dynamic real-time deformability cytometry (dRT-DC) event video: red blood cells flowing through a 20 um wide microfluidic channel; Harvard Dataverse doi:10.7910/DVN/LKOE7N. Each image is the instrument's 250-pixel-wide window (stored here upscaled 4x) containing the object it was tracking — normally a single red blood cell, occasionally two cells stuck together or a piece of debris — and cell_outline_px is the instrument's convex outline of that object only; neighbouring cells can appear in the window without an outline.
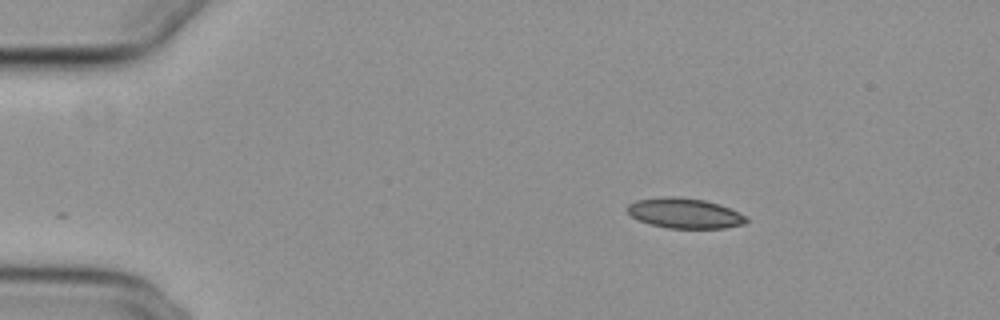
{"species": "common noctule bat (a hibernating species)", "species_latin": "Nyctalus noctula", "temperature_condition": "cold", "stored_images_in_passage": 47, "camera_frame_rate_fps": 3000, "um_per_image_px": 0.085, "animal": {"sex": "female", "body_mass_g": 29.2, "forearm_length_mm": 56.3}, "frame": {"image": 1, "passage_image": 1, "time_ms": 0.0, "image_size_px": [1000, 320], "cell_outline_px": [[748, 220], [744, 224], [724, 228], [668, 228], [652, 224], [640, 220], [632, 216], [628, 212], [628, 204], [636, 200], [668, 196], [672, 196], [704, 200], [720, 204], [740, 212], [748, 216]], "centroid_in_image_um": [58.25, 18.12], "position_along_channel_um": 26.7, "area_um2": 20.81}}
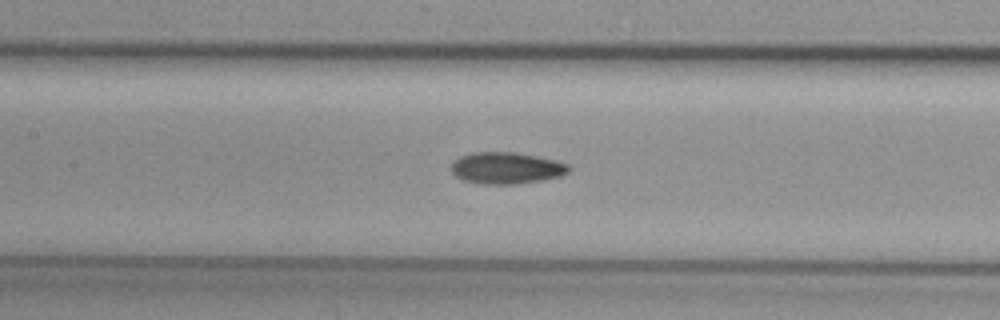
{"frame": {"image": 2, "passage_image": 18, "time_ms": 5.667, "image_size_px": [1000, 320], "cell_outline_px": [[572, 168], [568, 172], [560, 176], [544, 180], [516, 184], [484, 184], [464, 180], [456, 176], [452, 172], [452, 164], [460, 156], [472, 152], [516, 152], [556, 160], [568, 164]], "centroid_in_image_um": [43.08, 14.28], "position_along_channel_um": 164.3, "area_um2": 21.68}}
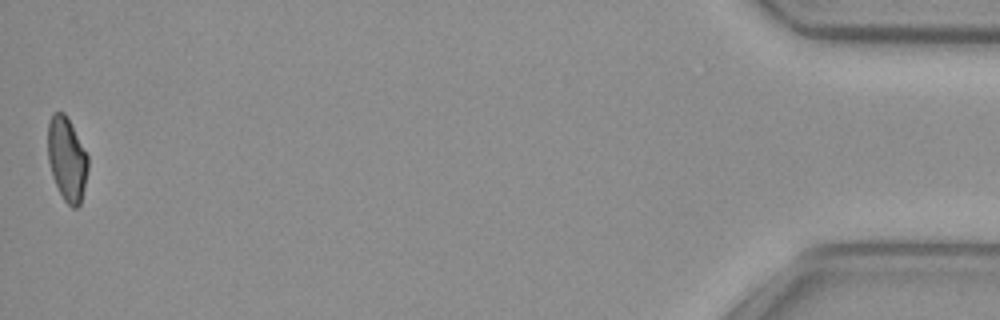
{"frame": {"image": 3, "passage_image": 47, "time_ms": 15.333, "image_size_px": [1000, 320], "cell_outline_px": [[88, 168], [84, 188], [80, 204], [76, 208], [72, 208], [64, 200], [52, 176], [48, 160], [48, 120], [56, 112], [64, 112], [88, 156]], "centroid_in_image_um": [5.68, 13.54], "position_along_channel_um": 429.5, "area_um2": 19.31}, "authors_computed_cell_mechanics": {"area_um2": 20.9236, "velocity_mm_per_s": 3.7293, "shape_relaxation_time_tau1_ms": null, "shape_relaxation_time_tau2_ms": 5.2544, "deformation_change_tau1": null, "deformation_change_tau2": 0.1165}}